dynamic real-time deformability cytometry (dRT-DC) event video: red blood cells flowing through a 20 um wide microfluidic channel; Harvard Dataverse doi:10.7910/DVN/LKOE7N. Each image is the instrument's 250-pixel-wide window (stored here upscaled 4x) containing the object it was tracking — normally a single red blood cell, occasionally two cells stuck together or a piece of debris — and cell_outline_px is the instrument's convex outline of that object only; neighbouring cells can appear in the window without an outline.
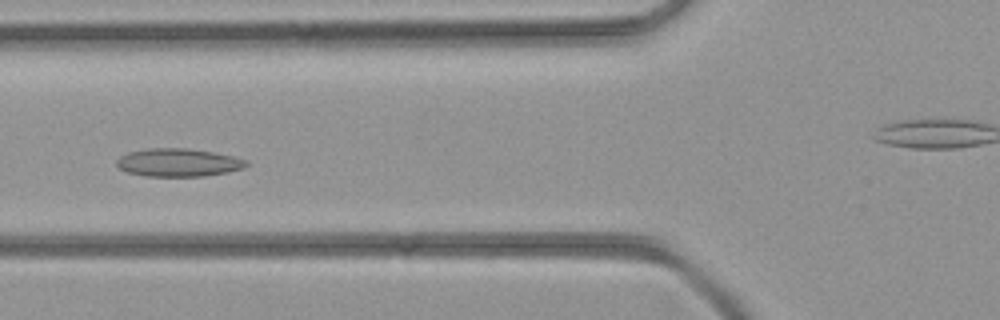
{"species": "common noctule bat (a hibernating species)", "species_latin": "Nyctalus noctula", "temperature_condition": "room temperature", "stored_images_in_passage": 31, "camera_frame_rate_fps": 3000, "um_per_image_px": 0.085, "animal": {"sex": "female", "body_mass_g": 21.9}, "frame": {"image": 1, "passage_image": 6, "time_ms": 1.667, "image_size_px": [1000, 320], "cell_outline_px": [[248, 164], [244, 168], [228, 172], [204, 176], [144, 176], [128, 172], [120, 168], [116, 164], [116, 160], [120, 156], [128, 152], [148, 148], [184, 148], [212, 152], [232, 156], [248, 160]], "centroid_in_image_um": [15.15, 13.81], "position_along_channel_um": 110.6, "area_um2": 21.15}}
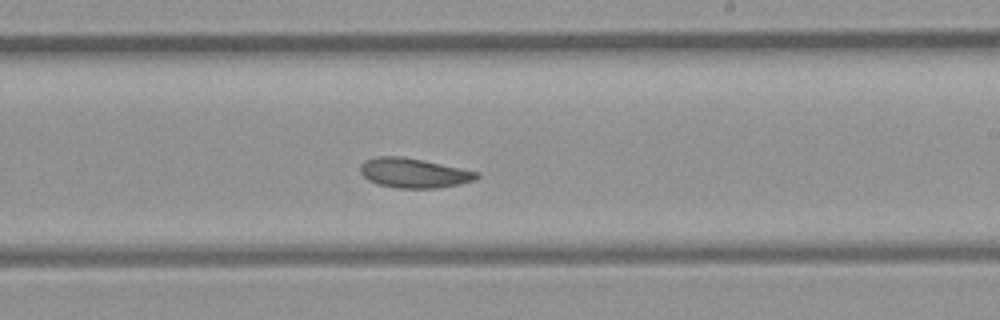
{"frame": {"image": 2, "passage_image": 15, "time_ms": 4.667, "image_size_px": [1000, 320], "cell_outline_px": [[480, 176], [476, 180], [460, 184], [436, 188], [396, 188], [376, 184], [368, 180], [360, 172], [360, 164], [364, 160], [376, 156], [400, 156], [480, 172]], "centroid_in_image_um": [35.15, 14.71], "position_along_channel_um": 253.8, "area_um2": 20.11}}
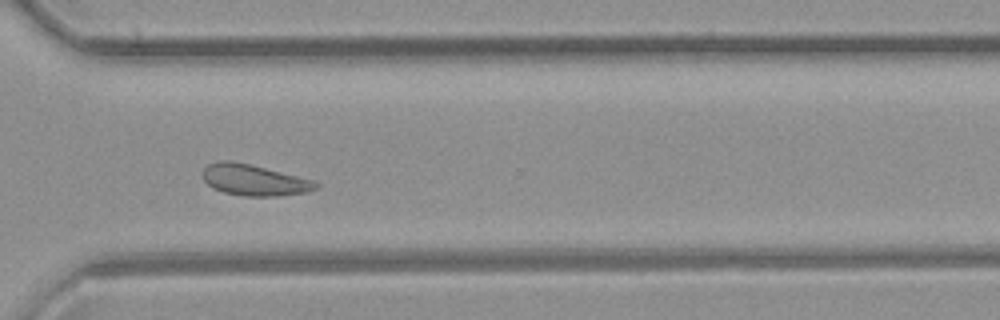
{"frame": {"image": 3, "passage_image": 21, "time_ms": 6.667, "image_size_px": [1000, 320], "cell_outline_px": [[320, 184], [316, 188], [304, 192], [276, 196], [244, 196], [224, 192], [212, 188], [204, 180], [204, 168], [208, 164], [220, 160], [232, 160], [316, 180]], "centroid_in_image_um": [21.6, 15.3], "position_along_channel_um": 349.0, "area_um2": 20.4}}